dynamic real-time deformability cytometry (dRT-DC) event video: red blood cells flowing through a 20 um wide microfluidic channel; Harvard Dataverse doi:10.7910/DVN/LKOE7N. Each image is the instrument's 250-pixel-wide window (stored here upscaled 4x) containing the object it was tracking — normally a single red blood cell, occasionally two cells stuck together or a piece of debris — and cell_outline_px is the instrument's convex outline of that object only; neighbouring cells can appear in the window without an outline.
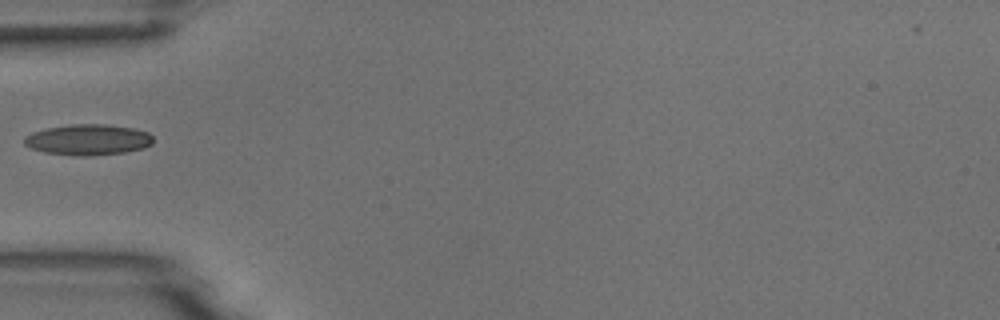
{"species": "common noctule bat (a hibernating species)", "species_latin": "Nyctalus noctula", "temperature_condition": "room temperature", "stored_images_in_passage": 1, "camera_frame_rate_fps": 3000, "um_per_image_px": 0.085, "animal": {"sex": "male", "body_mass_g": 18.8}, "frame": {"image": 1, "passage_image": 1, "time_ms": 0.0, "image_size_px": [1000, 320], "cell_outline_px": [[152, 144], [144, 148], [124, 152], [92, 156], [76, 156], [44, 152], [32, 148], [24, 144], [24, 136], [32, 132], [44, 128], [72, 124], [104, 124], [136, 128], [148, 132], [152, 136]], "centroid_in_image_um": [7.48, 11.87], "position_along_channel_um": 77.5, "area_um2": 23.35}}